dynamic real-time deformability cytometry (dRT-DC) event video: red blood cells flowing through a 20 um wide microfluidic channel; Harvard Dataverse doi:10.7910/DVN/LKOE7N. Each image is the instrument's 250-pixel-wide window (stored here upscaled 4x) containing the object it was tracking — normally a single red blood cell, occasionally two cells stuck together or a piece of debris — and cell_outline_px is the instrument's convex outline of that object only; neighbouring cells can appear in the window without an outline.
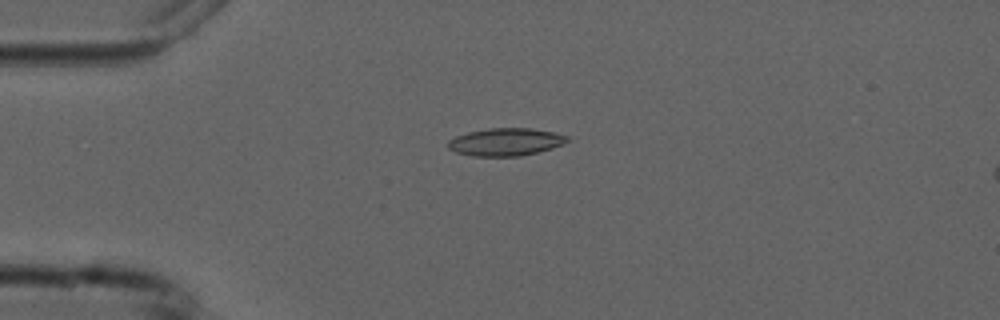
{"species": "common noctule bat (a hibernating species)", "species_latin": "Nyctalus noctula", "temperature_condition": "cold", "stored_images_in_passage": 3, "camera_frame_rate_fps": 3000, "um_per_image_px": 0.085, "animal": {"sex": "male", "forearm_length_mm": 52.5}, "frame": {"image": 1, "passage_image": 1, "time_ms": 0.0, "image_size_px": [1000, 320], "cell_outline_px": [[572, 140], [552, 148], [520, 156], [472, 156], [456, 152], [448, 148], [448, 140], [456, 136], [468, 132], [488, 128], [532, 128], [552, 132], [568, 136]], "centroid_in_image_um": [42.98, 12.06], "position_along_channel_um": 42.0, "area_um2": 19.19}}